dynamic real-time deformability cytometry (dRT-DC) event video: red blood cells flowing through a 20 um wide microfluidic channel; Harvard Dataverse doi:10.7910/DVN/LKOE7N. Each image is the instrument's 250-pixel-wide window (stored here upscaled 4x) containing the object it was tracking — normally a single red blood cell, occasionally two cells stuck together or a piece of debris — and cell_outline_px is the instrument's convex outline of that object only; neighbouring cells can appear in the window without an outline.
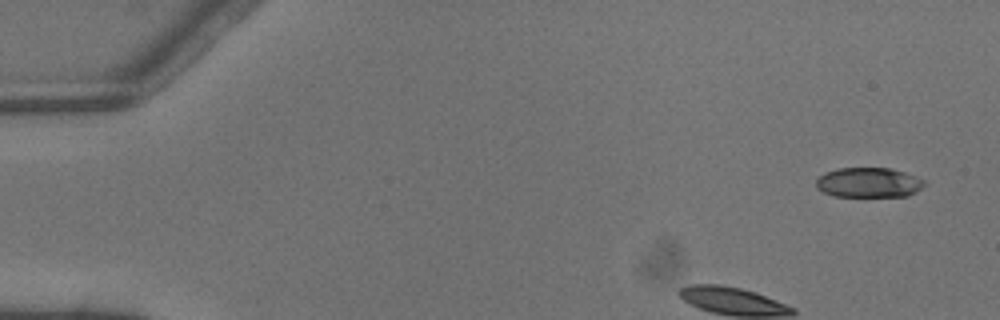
{"species": "common noctule bat (a hibernating species)", "species_latin": "Nyctalus noctula", "temperature_condition": "warm", "stored_images_in_passage": 2, "camera_frame_rate_fps": 3000, "um_per_image_px": 0.085, "animal": {"sex": "male", "body_mass_g": 13.3}, "frame": {"image": 1, "passage_image": 2, "time_ms": 0.333, "image_size_px": [1000, 320], "cell_outline_px": [[924, 184], [916, 192], [908, 196], [832, 196], [816, 188], [816, 180], [820, 176], [828, 172], [840, 168], [888, 168], [904, 172], [924, 180]], "centroid_in_image_um": [73.82, 15.52], "position_along_channel_um": 11.2, "area_um2": 18.61}}